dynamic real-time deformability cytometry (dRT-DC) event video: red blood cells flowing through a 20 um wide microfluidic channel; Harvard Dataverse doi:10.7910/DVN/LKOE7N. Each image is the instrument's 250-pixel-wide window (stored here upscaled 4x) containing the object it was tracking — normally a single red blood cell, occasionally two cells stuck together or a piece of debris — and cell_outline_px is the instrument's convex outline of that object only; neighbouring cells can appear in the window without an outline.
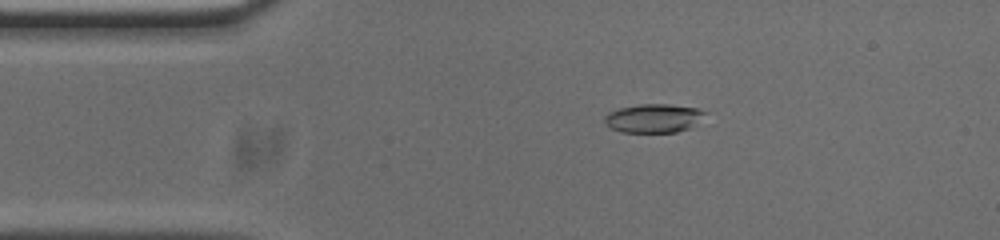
{"species": "common noctule bat (a hibernating species)", "species_latin": "Nyctalus noctula", "temperature_condition": "cold", "stored_images_in_passage": 46, "camera_frame_rate_fps": 3000, "um_per_image_px": 0.085, "animal": {"sex": "male", "body_mass_g": 20.0, "forearm_length_mm": 53.3}, "frame": {"image": 1, "passage_image": 2, "time_ms": 0.333, "image_size_px": [1000, 240], "cell_outline_px": [[708, 112], [692, 128], [676, 132], [620, 132], [604, 124], [604, 116], [608, 112], [620, 108], [640, 104], [668, 104], [700, 108]], "centroid_in_image_um": [55.58, 10.05], "position_along_channel_um": 29.4, "area_um2": 17.05}}
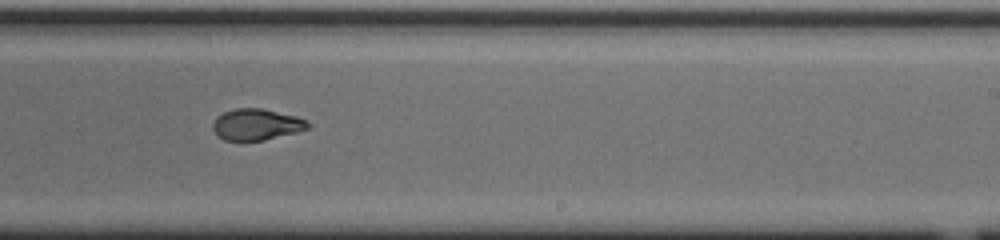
{"frame": {"image": 2, "passage_image": 24, "time_ms": 7.667, "image_size_px": [1000, 240], "cell_outline_px": [[312, 128], [300, 132], [264, 140], [224, 140], [212, 128], [212, 124], [216, 116], [224, 112], [236, 108], [260, 108], [296, 116], [308, 120], [312, 124]], "centroid_in_image_um": [21.87, 10.58], "position_along_channel_um": 267.1, "area_um2": 17.51}}
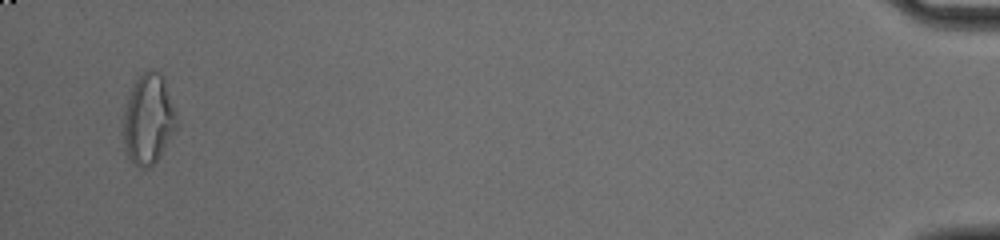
{"frame": {"image": 3, "passage_image": 44, "time_ms": 14.333, "image_size_px": [1000, 240], "cell_outline_px": [[176, 128], [152, 168], [140, 168], [128, 156], [124, 140], [124, 108], [128, 96], [140, 72], [152, 68], [160, 72], [164, 80], [176, 116]], "centroid_in_image_um": [12.6, 10.11], "position_along_channel_um": 422.6, "area_um2": 27.51}, "authors_computed_cell_mechanics": {"area_um2": 18.1203, "velocity_mm_per_s": 3.7752, "shape_relaxation_time_tau1_ms": null, "shape_relaxation_time_tau2_ms": 1.8623, "deformation_change_tau1": null, "deformation_change_tau2": 0.07}}